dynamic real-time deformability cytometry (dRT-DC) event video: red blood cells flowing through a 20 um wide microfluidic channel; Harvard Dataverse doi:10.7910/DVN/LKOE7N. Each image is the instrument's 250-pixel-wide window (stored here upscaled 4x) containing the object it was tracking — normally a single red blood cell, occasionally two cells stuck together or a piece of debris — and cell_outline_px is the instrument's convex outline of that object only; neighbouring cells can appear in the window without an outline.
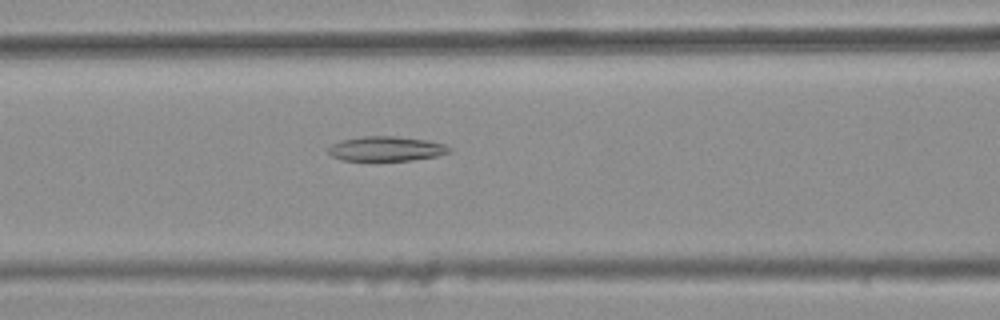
{"species": "common noctule bat (a hibernating species)", "species_latin": "Nyctalus noctula", "temperature_condition": "warm", "stored_images_in_passage": 36, "camera_frame_rate_fps": 3000, "um_per_image_px": 0.085, "animal": {"sex": "female", "body_mass_g": 25.1}, "frame": {"image": 1, "passage_image": 10, "time_ms": 3.0, "image_size_px": [1000, 320], "cell_outline_px": [[452, 152], [436, 156], [412, 160], [340, 160], [332, 156], [328, 152], [328, 148], [332, 144], [340, 140], [364, 136], [396, 136], [428, 140], [444, 144], [452, 148]], "centroid_in_image_um": [32.85, 12.63], "position_along_channel_um": 133.8, "area_um2": 17.46}}
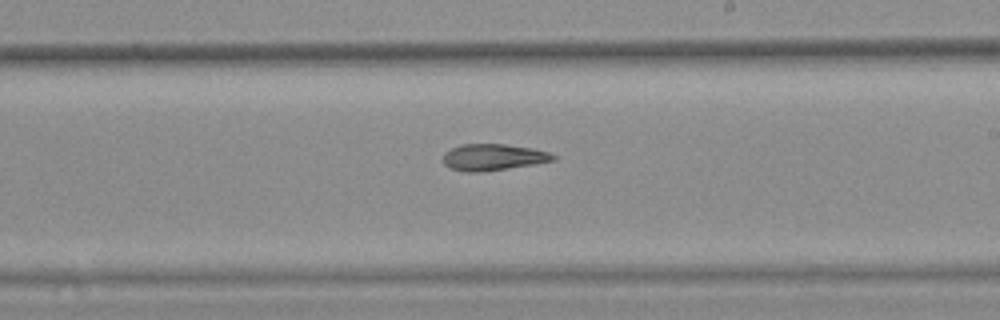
{"frame": {"image": 2, "passage_image": 19, "time_ms": 6.0, "image_size_px": [1000, 320], "cell_outline_px": [[556, 160], [532, 164], [480, 172], [464, 172], [448, 168], [444, 164], [444, 152], [460, 144], [504, 144], [532, 148], [548, 152], [556, 156]], "centroid_in_image_um": [41.88, 13.36], "position_along_channel_um": 247.1, "area_um2": 16.88}}
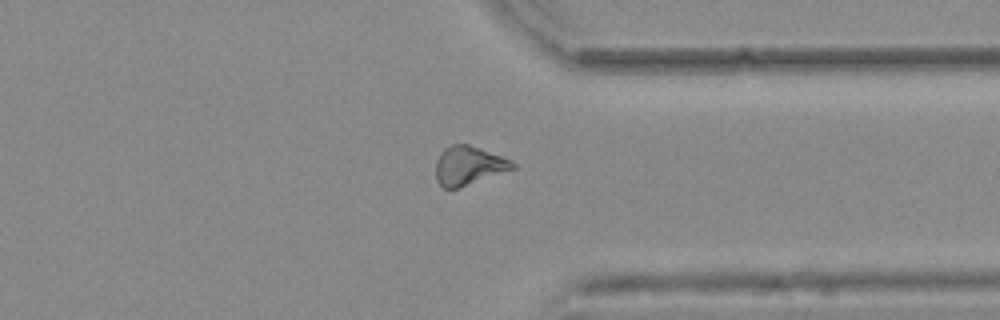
{"frame": {"image": 3, "passage_image": 29, "time_ms": 9.333, "image_size_px": [1000, 320], "cell_outline_px": [[516, 168], [460, 188], [444, 188], [436, 180], [436, 160], [444, 148], [452, 144], [468, 144], [480, 148], [500, 156], [516, 164]], "centroid_in_image_um": [39.81, 14.09], "position_along_channel_um": 371.6, "area_um2": 17.28}}